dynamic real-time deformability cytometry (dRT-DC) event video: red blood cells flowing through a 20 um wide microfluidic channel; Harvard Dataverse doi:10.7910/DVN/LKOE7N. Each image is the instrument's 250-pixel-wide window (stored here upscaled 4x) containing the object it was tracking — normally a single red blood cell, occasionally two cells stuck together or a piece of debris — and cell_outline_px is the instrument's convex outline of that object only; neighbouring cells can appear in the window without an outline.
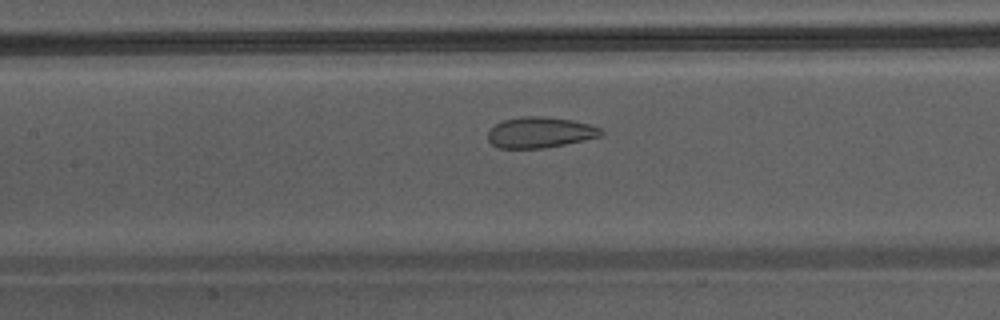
{"species": "Egyptian fruit bat (a non-hibernating species)", "species_latin": "Rousettus aegyptiacus", "temperature_condition": "warm", "stored_images_in_passage": 28, "camera_frame_rate_fps": 3000, "um_per_image_px": 0.085, "animal": {"sex": "male"}, "frame": {"image": 1, "passage_image": 8, "time_ms": 2.333, "image_size_px": [1000, 320], "cell_outline_px": [[604, 132], [600, 136], [584, 140], [544, 148], [500, 148], [492, 144], [488, 140], [488, 132], [496, 124], [504, 120], [524, 116], [544, 116], [572, 120], [588, 124], [600, 128]], "centroid_in_image_um": [45.9, 11.25], "position_along_channel_um": 161.5, "area_um2": 20.11}}
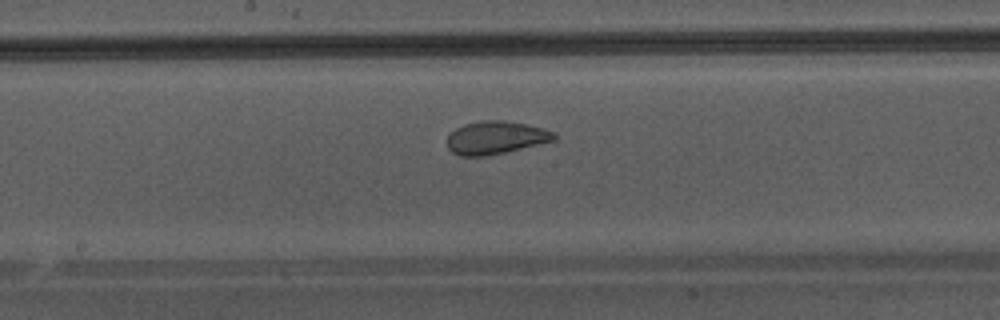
{"frame": {"image": 2, "passage_image": 11, "time_ms": 3.333, "image_size_px": [1000, 320], "cell_outline_px": [[556, 140], [504, 152], [484, 156], [460, 156], [452, 152], [448, 148], [448, 136], [456, 128], [464, 124], [484, 120], [500, 120], [524, 124], [544, 128], [556, 132]], "centroid_in_image_um": [42.15, 11.7], "position_along_channel_um": 206.1, "area_um2": 20.35}}
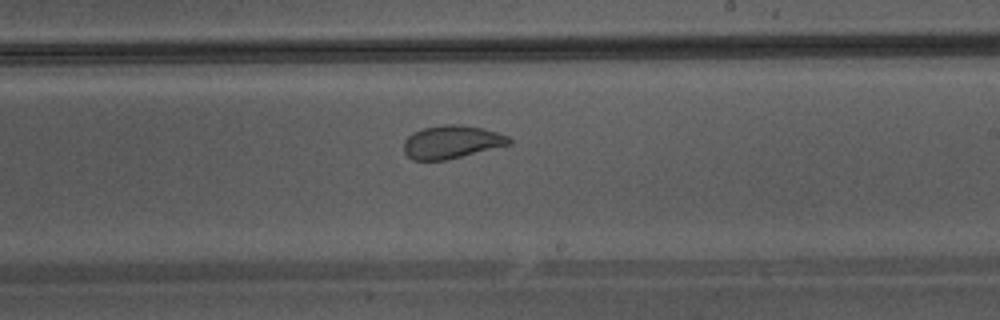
{"frame": {"image": 3, "passage_image": 14, "time_ms": 4.333, "image_size_px": [1000, 320], "cell_outline_px": [[512, 144], [444, 160], [412, 160], [404, 152], [404, 140], [412, 132], [424, 128], [444, 124], [460, 124], [480, 128], [496, 132], [508, 136], [512, 140]], "centroid_in_image_um": [38.37, 12.06], "position_along_channel_um": 250.6, "area_um2": 20.17}}